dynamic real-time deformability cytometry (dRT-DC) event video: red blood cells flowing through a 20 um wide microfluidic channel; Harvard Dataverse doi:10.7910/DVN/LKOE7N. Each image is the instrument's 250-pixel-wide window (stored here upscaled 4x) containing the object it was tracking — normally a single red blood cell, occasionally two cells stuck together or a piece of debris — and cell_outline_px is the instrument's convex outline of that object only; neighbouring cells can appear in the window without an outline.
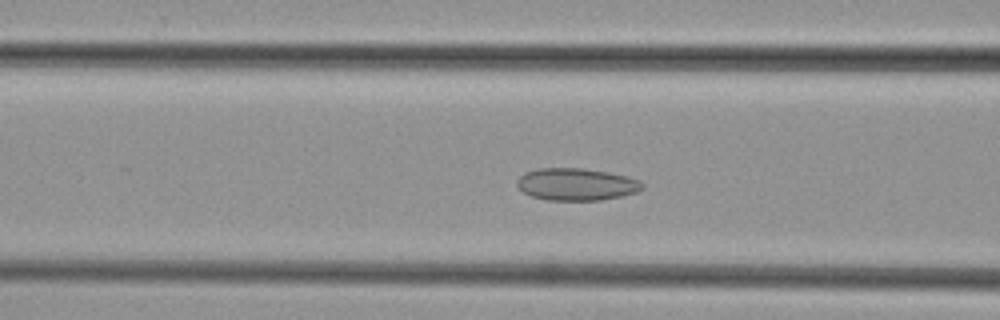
{"species": "common noctule bat (a hibernating species)", "species_latin": "Nyctalus noctula", "temperature_condition": "cold", "stored_images_in_passage": 37, "camera_frame_rate_fps": 3000, "um_per_image_px": 0.085, "animal": {"sex": "female", "body_mass_g": 29.2, "forearm_length_mm": 56.3}, "frame": {"image": 1, "passage_image": 16, "time_ms": 5.0, "image_size_px": [1000, 320], "cell_outline_px": [[644, 184], [636, 192], [620, 196], [596, 200], [548, 200], [532, 196], [524, 192], [516, 184], [520, 176], [528, 172], [540, 168], [580, 168], [604, 172], [624, 176], [636, 180]], "centroid_in_image_um": [48.94, 15.67], "position_along_channel_um": 117.7, "area_um2": 22.83}}
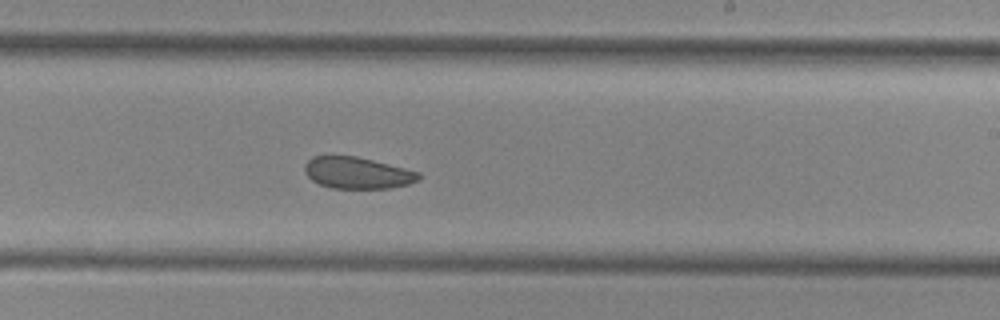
{"frame": {"image": 2, "passage_image": 26, "time_ms": 8.333, "image_size_px": [1000, 320], "cell_outline_px": [[420, 176], [416, 180], [408, 184], [388, 188], [332, 188], [320, 184], [312, 180], [308, 176], [304, 168], [304, 164], [312, 156], [356, 156], [420, 172]], "centroid_in_image_um": [30.34, 14.69], "position_along_channel_um": 258.7, "area_um2": 20.69}}
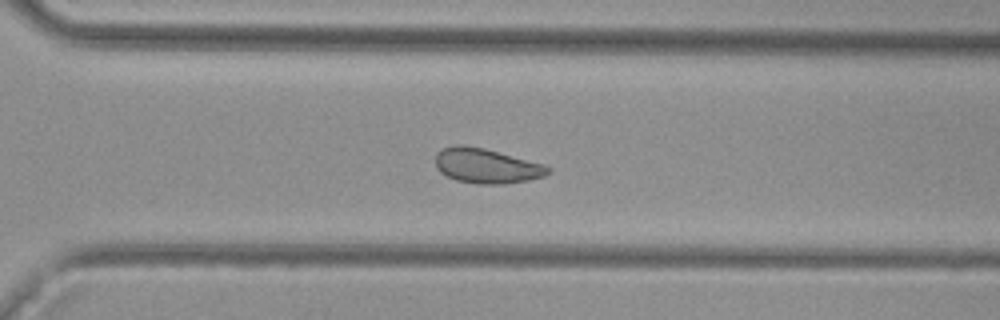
{"frame": {"image": 3, "passage_image": 31, "time_ms": 10.0, "image_size_px": [1000, 320], "cell_outline_px": [[552, 168], [544, 176], [528, 180], [496, 184], [480, 184], [456, 180], [440, 172], [436, 168], [436, 156], [444, 148], [460, 144], [484, 148], [544, 164]], "centroid_in_image_um": [41.36, 14.1], "position_along_channel_um": 329.2, "area_um2": 22.48}}